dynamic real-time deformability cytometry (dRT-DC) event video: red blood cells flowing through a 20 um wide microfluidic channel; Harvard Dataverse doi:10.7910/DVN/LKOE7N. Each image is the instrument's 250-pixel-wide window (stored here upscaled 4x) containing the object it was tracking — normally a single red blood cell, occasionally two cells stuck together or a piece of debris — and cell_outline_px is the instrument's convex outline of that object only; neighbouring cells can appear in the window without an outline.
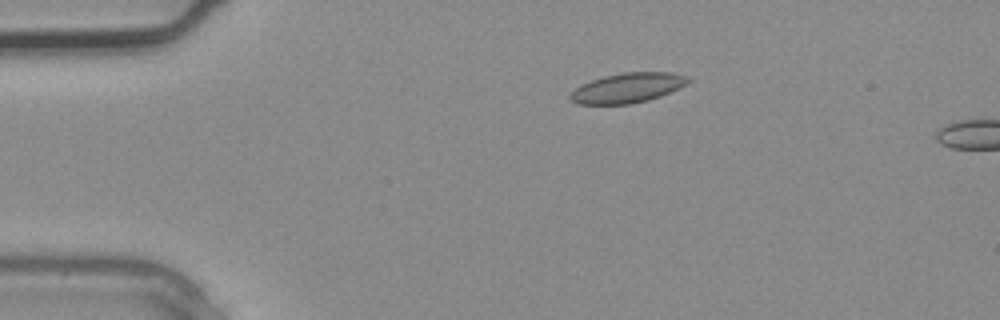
{"species": "common noctule bat (a hibernating species)", "species_latin": "Nyctalus noctula", "temperature_condition": "warm", "stored_images_in_passage": 2, "camera_frame_rate_fps": 3000, "um_per_image_px": 0.085, "animal": {"sex": "male", "body_mass_g": 20.4}, "frame": {"image": 1, "passage_image": 1, "time_ms": 0.0, "image_size_px": [1000, 320], "cell_outline_px": [[692, 80], [660, 96], [648, 100], [632, 104], [580, 104], [572, 100], [568, 96], [580, 84], [604, 76], [624, 72], [672, 72], [688, 76]], "centroid_in_image_um": [53.33, 7.46], "position_along_channel_um": 31.7, "area_um2": 20.29}}